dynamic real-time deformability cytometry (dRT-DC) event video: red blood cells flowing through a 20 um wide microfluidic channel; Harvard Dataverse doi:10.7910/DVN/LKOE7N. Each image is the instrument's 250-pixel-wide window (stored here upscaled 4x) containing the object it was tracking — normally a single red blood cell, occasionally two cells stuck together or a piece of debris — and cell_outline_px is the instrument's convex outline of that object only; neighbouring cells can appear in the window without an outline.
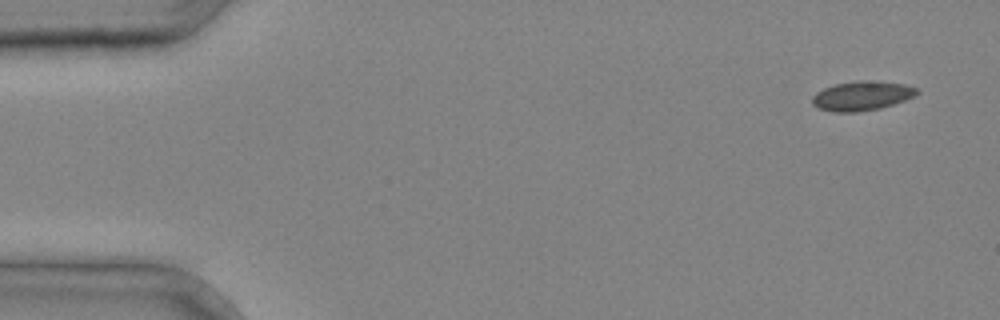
{"species": "common noctule bat (a hibernating species)", "species_latin": "Nyctalus noctula", "temperature_condition": "cold", "stored_images_in_passage": 4, "camera_frame_rate_fps": 3000, "um_per_image_px": 0.085, "animal": {"sex": "male", "body_mass_g": 20.4}, "frame": {"image": 1, "passage_image": 1, "time_ms": 0.0, "image_size_px": [1000, 320], "cell_outline_px": [[920, 92], [916, 96], [880, 108], [856, 112], [832, 112], [820, 108], [812, 104], [812, 96], [816, 92], [824, 88], [836, 84], [856, 80], [876, 80], [904, 84], [916, 88]], "centroid_in_image_um": [73.26, 8.13], "position_along_channel_um": 11.7, "area_um2": 17.98}}
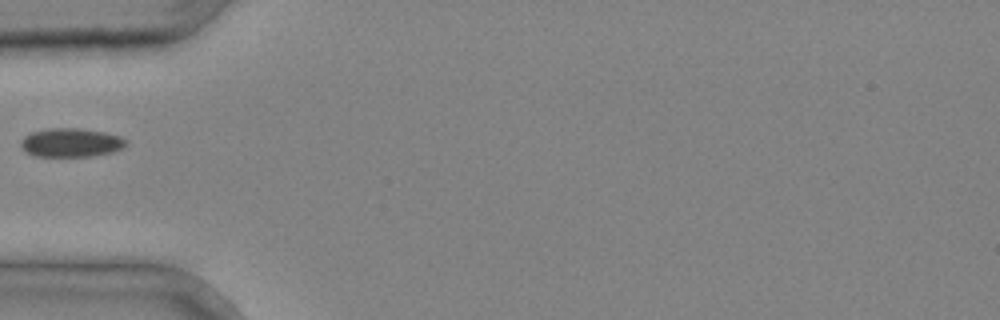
{"frame": {"image": 2, "passage_image": 4, "time_ms": 1.0, "image_size_px": [1000, 320], "cell_outline_px": [[128, 144], [124, 148], [112, 152], [92, 156], [32, 156], [24, 152], [20, 148], [20, 140], [24, 136], [32, 132], [48, 128], [76, 128], [104, 132], [120, 136], [128, 140]], "centroid_in_image_um": [6.02, 12.13], "position_along_channel_um": 79.0, "area_um2": 17.92}}